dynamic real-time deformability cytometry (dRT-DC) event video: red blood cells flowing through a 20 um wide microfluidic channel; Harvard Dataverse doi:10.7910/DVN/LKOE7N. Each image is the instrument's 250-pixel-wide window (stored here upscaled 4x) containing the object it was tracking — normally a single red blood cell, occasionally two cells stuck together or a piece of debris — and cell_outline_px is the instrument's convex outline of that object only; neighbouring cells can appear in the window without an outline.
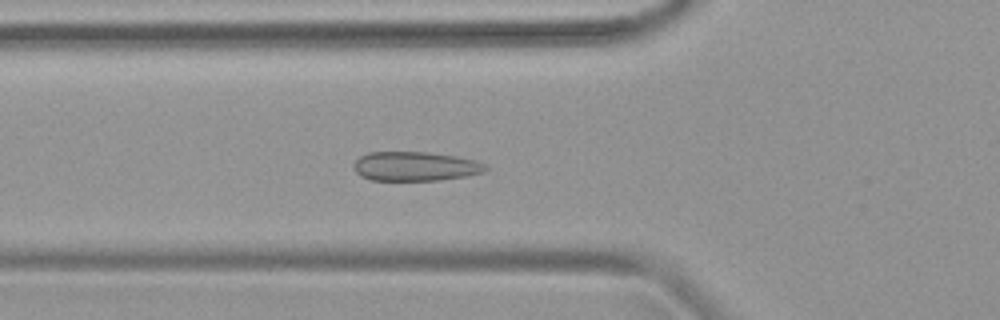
{"species": "common noctule bat (a hibernating species)", "species_latin": "Nyctalus noctula", "temperature_condition": "warm", "stored_images_in_passage": 34, "camera_frame_rate_fps": 3000, "um_per_image_px": 0.085, "animal": {"sex": "female", "body_mass_g": 19.9}, "frame": {"image": 1, "passage_image": 4, "time_ms": 1.0, "image_size_px": [1000, 320], "cell_outline_px": [[488, 168], [484, 172], [464, 176], [436, 180], [372, 180], [360, 176], [352, 168], [352, 164], [360, 156], [368, 152], [428, 152], [456, 156], [476, 160], [484, 164]], "centroid_in_image_um": [35.25, 14.13], "position_along_channel_um": 90.5, "area_um2": 22.48}}
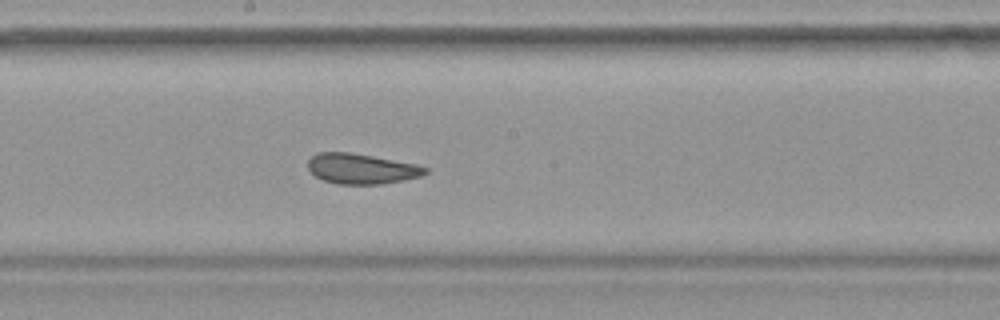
{"frame": {"image": 2, "passage_image": 13, "time_ms": 4.0, "image_size_px": [1000, 320], "cell_outline_px": [[428, 172], [420, 176], [404, 180], [380, 184], [336, 184], [324, 180], [316, 176], [308, 168], [308, 160], [316, 152], [352, 152], [416, 164], [428, 168]], "centroid_in_image_um": [30.72, 14.33], "position_along_channel_um": 217.5, "area_um2": 20.69}}
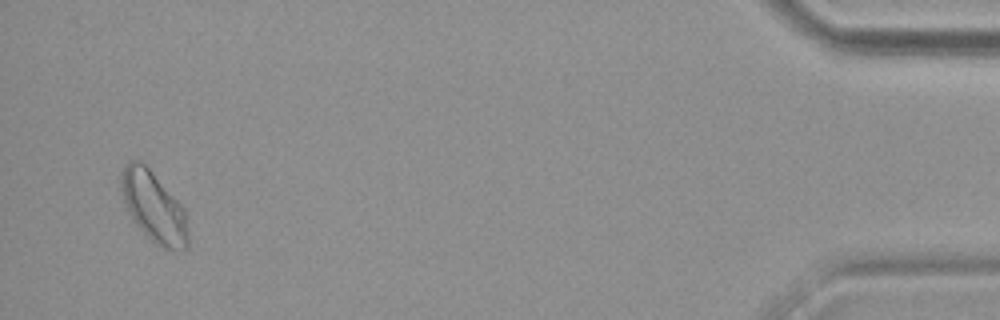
{"frame": {"image": 3, "passage_image": 33, "time_ms": 10.667, "image_size_px": [1000, 320], "cell_outline_px": [[188, 248], [164, 248], [156, 244], [132, 220], [128, 212], [120, 192], [120, 172], [128, 160], [140, 160], [152, 172], [184, 208], [188, 232]], "centroid_in_image_um": [13.02, 17.54], "position_along_channel_um": 422.2, "area_um2": 27.22}}